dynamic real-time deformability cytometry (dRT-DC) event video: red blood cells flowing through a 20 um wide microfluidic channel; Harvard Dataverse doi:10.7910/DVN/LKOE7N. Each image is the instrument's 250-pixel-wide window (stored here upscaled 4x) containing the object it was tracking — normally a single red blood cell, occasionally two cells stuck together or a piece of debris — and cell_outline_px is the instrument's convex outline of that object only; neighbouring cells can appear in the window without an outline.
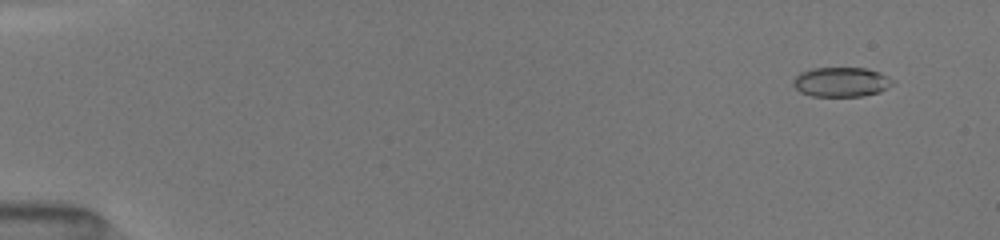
{"species": "common noctule bat (a hibernating species)", "species_latin": "Nyctalus noctula", "temperature_condition": "room temperature", "stored_images_in_passage": 51, "camera_frame_rate_fps": 3000, "um_per_image_px": 0.085, "animal": {"sex": "female", "body_mass_g": 19.5, "forearm_length_mm": 54.1}, "frame": {"image": 1, "passage_image": 4, "time_ms": 1.0, "image_size_px": [1000, 240], "cell_outline_px": [[896, 80], [888, 88], [880, 92], [860, 96], [812, 96], [800, 92], [792, 84], [792, 80], [800, 72], [812, 68], [864, 68], [880, 72]], "centroid_in_image_um": [71.51, 6.97], "position_along_channel_um": 13.5, "area_um2": 17.28}}
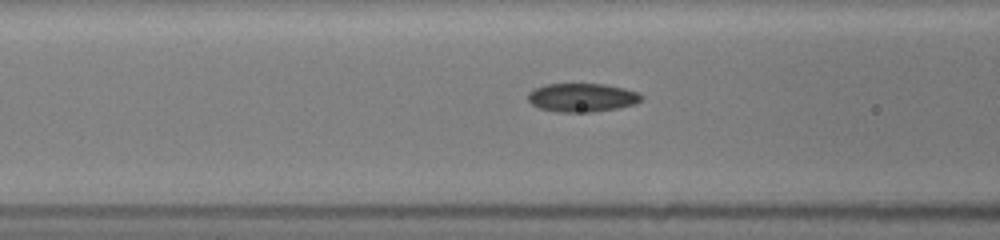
{"frame": {"image": 2, "passage_image": 22, "time_ms": 7.0, "image_size_px": [1000, 240], "cell_outline_px": [[644, 96], [636, 104], [616, 108], [592, 112], [556, 112], [540, 108], [532, 104], [528, 100], [528, 92], [544, 84], [604, 84], [624, 88], [640, 92]], "centroid_in_image_um": [49.49, 8.29], "position_along_channel_um": 117.1, "area_um2": 18.96}}
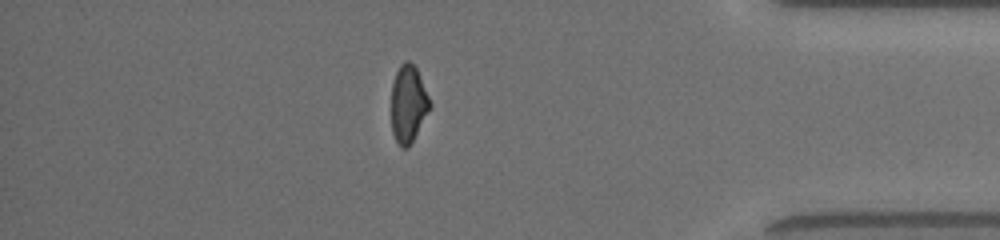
{"frame": {"image": 3, "passage_image": 45, "time_ms": 14.667, "image_size_px": [1000, 240], "cell_outline_px": [[432, 104], [408, 148], [400, 148], [392, 132], [392, 84], [396, 72], [400, 64], [404, 60], [408, 60], [416, 68]], "centroid_in_image_um": [34.69, 8.82], "position_along_channel_um": 400.5, "area_um2": 17.11}, "authors_computed_cell_mechanics": {"area_um2": 18.207, "velocity_mm_per_s": 4.0732, "shape_relaxation_time_tau1_ms": 7.022, "shape_relaxation_time_tau2_ms": 1.744, "deformation_change_tau1": 0.1824, "deformation_change_tau2": 0.0662}}